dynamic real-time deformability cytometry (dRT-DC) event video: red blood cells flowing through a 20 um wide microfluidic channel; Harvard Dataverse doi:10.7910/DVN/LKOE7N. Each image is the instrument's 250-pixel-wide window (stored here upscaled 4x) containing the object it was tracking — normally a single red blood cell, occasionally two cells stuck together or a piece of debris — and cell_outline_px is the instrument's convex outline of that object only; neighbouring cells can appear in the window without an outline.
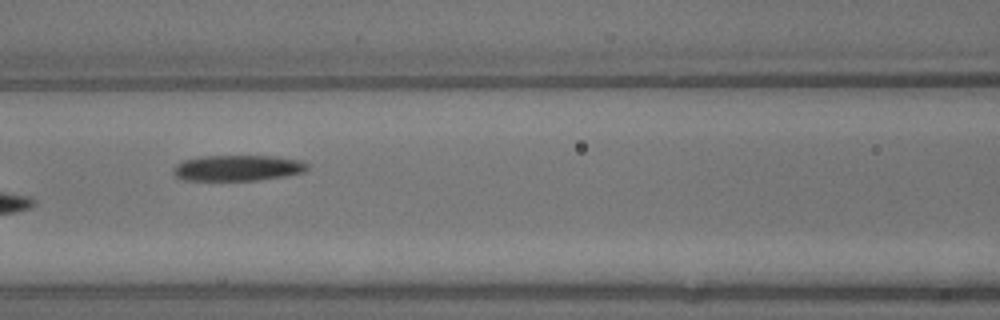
{"species": "common noctule bat (a hibernating species)", "species_latin": "Nyctalus noctula", "temperature_condition": "warm", "stored_images_in_passage": 11, "segment_of_instrument_passage": [2, 2], "camera_frame_rate_fps": 3000, "um_per_image_px": 0.085, "animal": {"sex": "male", "body_mass_g": 13.3}, "frame": {"image": 1, "passage_image": 10, "time_ms": 3.0, "image_size_px": [1000, 320], "cell_outline_px": [[308, 168], [304, 172], [284, 176], [256, 180], [184, 180], [176, 176], [172, 172], [176, 164], [184, 160], [204, 156], [276, 156], [304, 160], [308, 164]], "centroid_in_image_um": [20.24, 14.27], "position_along_channel_um": 146.4, "area_um2": 20.17}}